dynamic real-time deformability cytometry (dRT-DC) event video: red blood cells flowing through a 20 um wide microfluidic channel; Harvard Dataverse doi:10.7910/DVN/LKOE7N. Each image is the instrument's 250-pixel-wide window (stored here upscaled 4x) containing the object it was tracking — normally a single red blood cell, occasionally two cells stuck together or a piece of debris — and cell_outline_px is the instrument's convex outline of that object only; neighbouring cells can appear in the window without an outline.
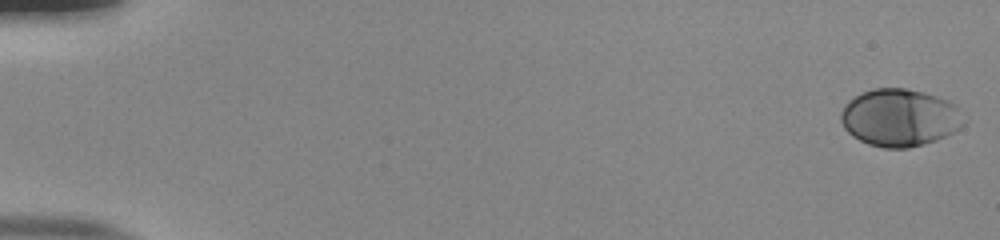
{"species": "human", "species_latin": "Homo sapiens", "temperature_condition": "room temperature", "stored_images_in_passage": 53, "camera_frame_rate_fps": 3000, "um_per_image_px": 0.085, "donor": {"sex": "male"}, "frame": {"image": 1, "passage_image": 1, "time_ms": 0.0, "image_size_px": [1000, 240], "cell_outline_px": [[964, 124], [960, 128], [936, 140], [924, 144], [908, 148], [884, 148], [868, 144], [852, 136], [844, 128], [840, 120], [840, 112], [844, 104], [848, 100], [860, 92], [872, 88], [904, 88], [924, 92], [948, 100], [956, 104]], "centroid_in_image_um": [76.43, 9.99], "position_along_channel_um": 8.6, "area_um2": 41.33}}
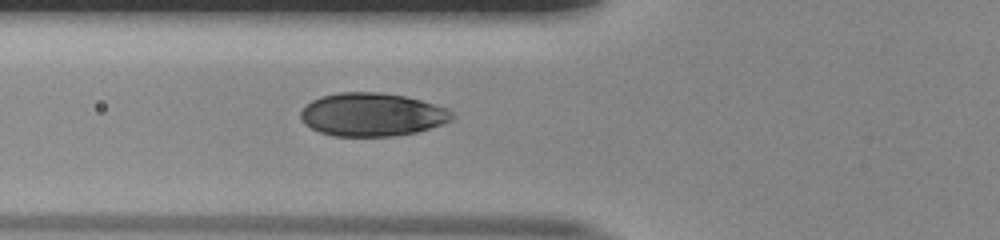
{"frame": {"image": 2, "passage_image": 21, "time_ms": 6.667, "image_size_px": [1000, 240], "cell_outline_px": [[456, 116], [452, 120], [444, 124], [416, 132], [396, 136], [332, 136], [320, 132], [304, 124], [300, 120], [300, 112], [312, 100], [320, 96], [340, 92], [380, 92], [404, 96], [420, 100], [448, 108]], "centroid_in_image_um": [31.64, 9.74], "position_along_channel_um": 94.2, "area_um2": 38.38}}
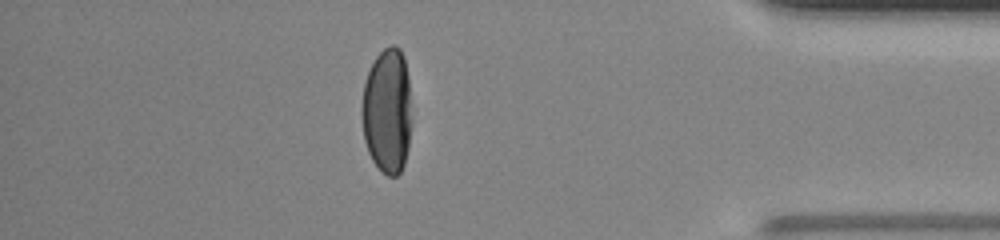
{"frame": {"image": 3, "passage_image": 47, "time_ms": 15.333, "image_size_px": [1000, 240], "cell_outline_px": [[408, 148], [404, 164], [400, 172], [396, 176], [388, 176], [372, 160], [368, 152], [364, 140], [360, 112], [360, 108], [364, 84], [368, 72], [376, 56], [384, 48], [392, 44], [396, 44], [400, 48], [404, 56], [408, 80]], "centroid_in_image_um": [32.86, 9.4], "position_along_channel_um": 402.3, "area_um2": 35.89}, "authors_computed_cell_mechanics": {"area_um2": 39.4774, "velocity_mm_per_s": 3.9095, "shape_relaxation_time_tau1_ms": 3.4116, "shape_relaxation_time_tau2_ms": null, "deformation_change_tau1": 0.1931, "deformation_change_tau2": null}}